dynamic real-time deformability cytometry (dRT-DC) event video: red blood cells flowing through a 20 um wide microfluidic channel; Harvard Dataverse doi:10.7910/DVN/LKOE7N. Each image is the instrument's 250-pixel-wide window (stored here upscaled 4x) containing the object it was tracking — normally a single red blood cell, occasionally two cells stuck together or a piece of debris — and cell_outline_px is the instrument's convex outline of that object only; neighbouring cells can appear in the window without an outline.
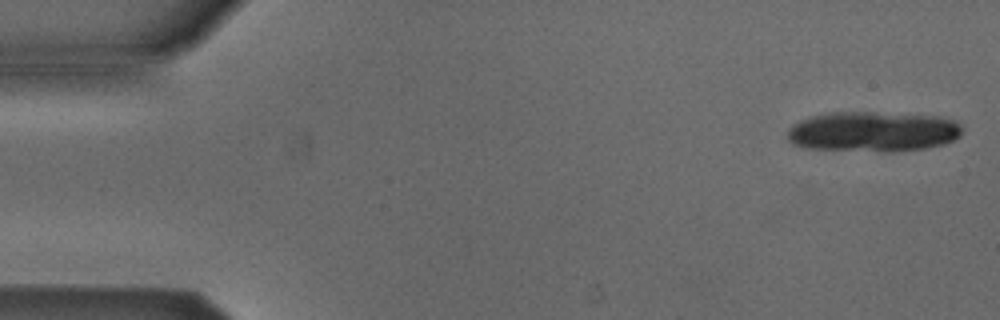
{"species": "Egyptian fruit bat (a non-hibernating species)", "species_latin": "Rousettus aegyptiacus", "temperature_condition": "cold", "stored_images_in_passage": 5, "camera_frame_rate_fps": 3000, "um_per_image_px": 0.085, "animal": {"sex": "male"}, "frame": {"image": 1, "passage_image": 1, "time_ms": 0.0, "image_size_px": [1000, 320], "cell_outline_px": [[964, 128], [960, 136], [944, 144], [924, 148], [884, 152], [808, 148], [792, 144], [784, 136], [788, 128], [792, 124], [808, 116], [832, 112], [872, 112], [944, 116], [956, 120]], "centroid_in_image_um": [74.19, 11.17], "position_along_channel_um": 10.8, "area_um2": 41.62}}